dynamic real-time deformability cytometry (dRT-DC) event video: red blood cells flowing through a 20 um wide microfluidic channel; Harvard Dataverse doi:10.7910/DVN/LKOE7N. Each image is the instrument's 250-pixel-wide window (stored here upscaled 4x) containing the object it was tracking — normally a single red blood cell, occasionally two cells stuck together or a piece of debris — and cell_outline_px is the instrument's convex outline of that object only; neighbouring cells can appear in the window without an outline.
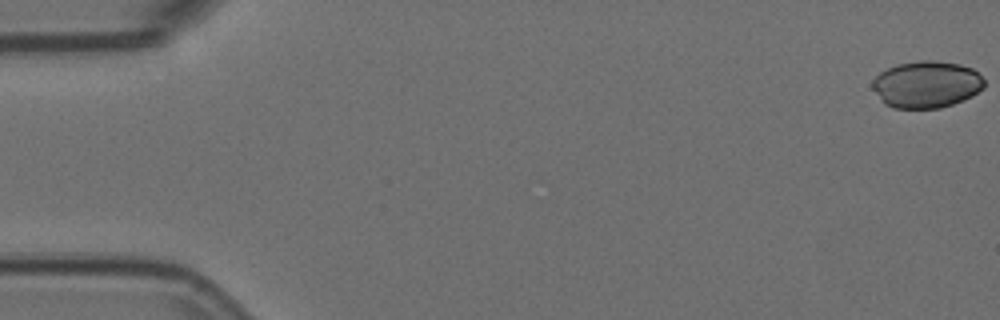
{"species": "Egyptian fruit bat (a non-hibernating species)", "species_latin": "Rousettus aegyptiacus", "temperature_condition": "room temperature", "stored_images_in_passage": 56, "camera_frame_rate_fps": 3000, "um_per_image_px": 0.085, "animal": {"sex": "female"}, "frame": {"image": 1, "passage_image": 1, "time_ms": 0.0, "image_size_px": [1000, 320], "cell_outline_px": [[984, 88], [972, 96], [964, 100], [940, 108], [892, 108], [884, 104], [872, 88], [872, 80], [880, 72], [896, 64], [920, 60], [932, 60], [960, 64], [972, 68], [984, 80]], "centroid_in_image_um": [78.74, 7.18], "position_along_channel_um": 6.3, "area_um2": 30.69}}
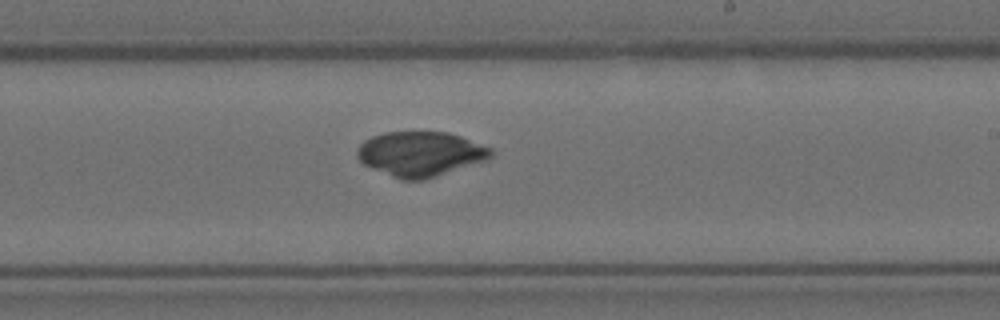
{"frame": {"image": 2, "passage_image": 34, "time_ms": 11.0, "image_size_px": [1000, 320], "cell_outline_px": [[492, 156], [484, 160], [424, 180], [400, 180], [372, 168], [364, 164], [356, 156], [356, 152], [360, 144], [364, 140], [372, 136], [384, 132], [448, 132], [460, 136], [492, 148]], "centroid_in_image_um": [35.7, 13.08], "position_along_channel_um": 253.3, "area_um2": 34.62}}
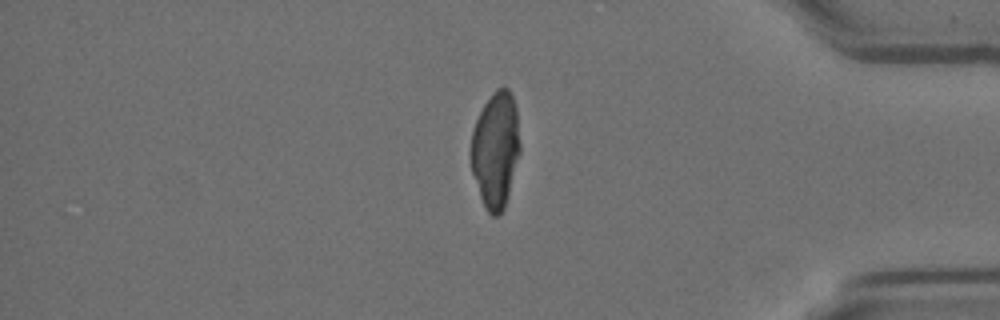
{"frame": {"image": 3, "passage_image": 48, "time_ms": 15.667, "image_size_px": [1000, 320], "cell_outline_px": [[520, 152], [508, 196], [504, 208], [500, 216], [492, 216], [484, 208], [472, 172], [472, 132], [476, 120], [484, 104], [496, 88], [504, 84], [508, 88], [512, 96], [516, 108], [520, 144]], "centroid_in_image_um": [42.14, 12.72], "position_along_channel_um": 393.1, "area_um2": 33.12}}